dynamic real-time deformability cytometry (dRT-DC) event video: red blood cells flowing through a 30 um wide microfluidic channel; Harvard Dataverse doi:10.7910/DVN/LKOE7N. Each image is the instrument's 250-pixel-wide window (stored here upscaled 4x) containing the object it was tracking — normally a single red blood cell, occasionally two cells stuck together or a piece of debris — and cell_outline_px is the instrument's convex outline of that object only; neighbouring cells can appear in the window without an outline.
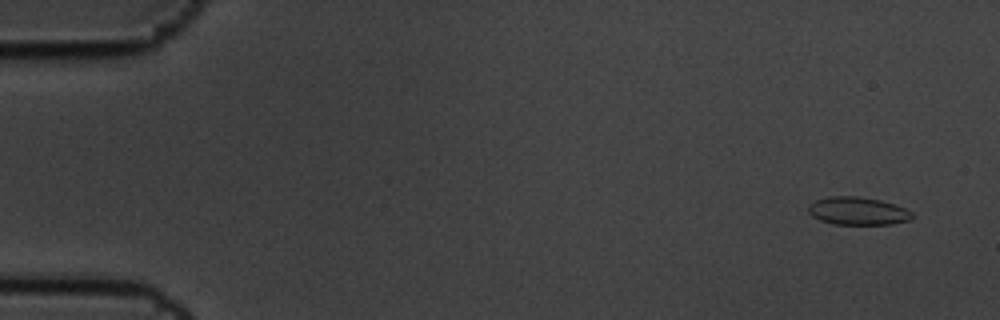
{"species": "common noctule bat (a hibernating species)", "species_latin": "Nyctalus noctula", "temperature_condition": "cold", "stored_images_in_passage": 5, "camera_frame_rate_fps": 3000, "um_per_image_px": 0.085, "animal": {"sex": "male", "body_mass_g": 19.5, "forearm_length_mm": 54.6}, "frame": {"image": 1, "passage_image": 1, "time_ms": 0.0, "image_size_px": [1000, 320], "cell_outline_px": [[912, 220], [892, 224], [832, 224], [820, 220], [812, 216], [808, 212], [808, 204], [816, 200], [828, 196], [856, 196], [880, 200], [904, 208], [912, 212]], "centroid_in_image_um": [72.88, 17.94], "position_along_channel_um": 12.1, "area_um2": 16.88}}
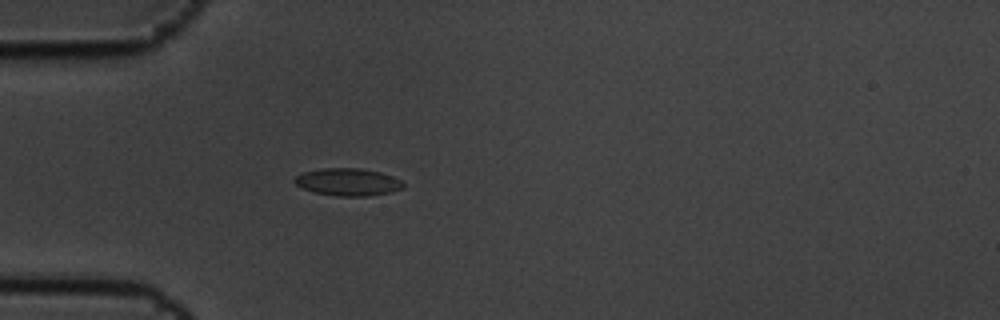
{"frame": {"image": 2, "passage_image": 5, "time_ms": 1.333, "image_size_px": [1000, 320], "cell_outline_px": [[404, 188], [392, 192], [368, 196], [336, 196], [312, 192], [296, 184], [292, 180], [296, 176], [304, 172], [324, 168], [360, 168], [380, 172], [392, 176], [400, 180], [404, 184]], "centroid_in_image_um": [29.58, 15.48], "position_along_channel_um": 55.4, "area_um2": 17.4}}